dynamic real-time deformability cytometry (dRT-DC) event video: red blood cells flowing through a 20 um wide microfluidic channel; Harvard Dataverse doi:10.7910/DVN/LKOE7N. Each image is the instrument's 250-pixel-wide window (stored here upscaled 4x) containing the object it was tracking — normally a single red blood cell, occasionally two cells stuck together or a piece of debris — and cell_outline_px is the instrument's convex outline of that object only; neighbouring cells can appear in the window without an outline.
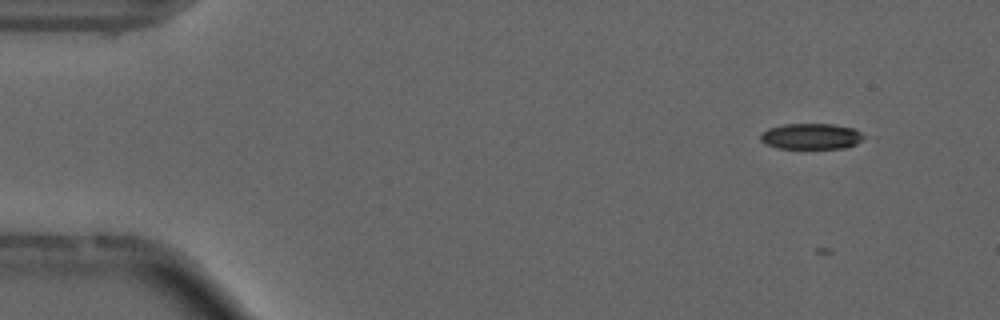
{"species": "common noctule bat (a hibernating species)", "species_latin": "Nyctalus noctula", "temperature_condition": "cold", "stored_images_in_passage": 19, "camera_frame_rate_fps": 3000, "um_per_image_px": 0.085, "animal": {"sex": "male", "forearm_length_mm": 52.5}, "frame": {"image": 1, "passage_image": 7, "time_ms": 2.0, "image_size_px": [1000, 320], "cell_outline_px": [[868, 136], [864, 140], [856, 144], [844, 148], [776, 148], [760, 140], [760, 132], [768, 128], [784, 124], [832, 124], [856, 128]], "centroid_in_image_um": [69.01, 11.58], "position_along_channel_um": 16.0, "area_um2": 15.84}}
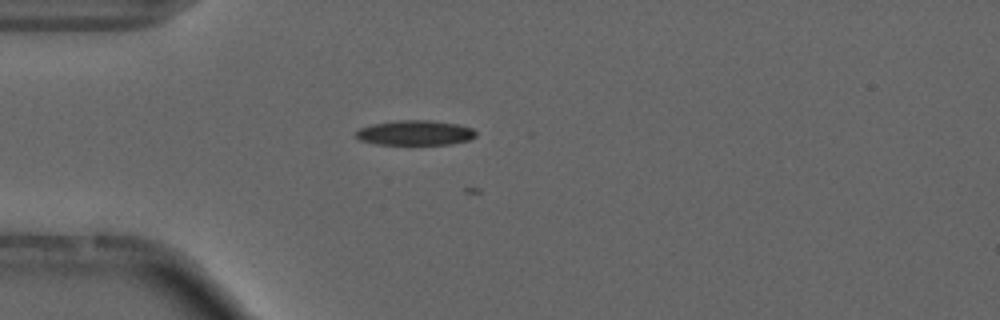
{"frame": {"image": 2, "passage_image": 17, "time_ms": 5.333, "image_size_px": [1000, 320], "cell_outline_px": [[476, 136], [468, 140], [452, 144], [376, 144], [360, 140], [356, 136], [356, 132], [360, 128], [372, 124], [400, 120], [432, 120], [456, 124], [472, 128], [476, 132]], "centroid_in_image_um": [35.3, 11.29], "position_along_channel_um": 49.7, "area_um2": 17.28}}